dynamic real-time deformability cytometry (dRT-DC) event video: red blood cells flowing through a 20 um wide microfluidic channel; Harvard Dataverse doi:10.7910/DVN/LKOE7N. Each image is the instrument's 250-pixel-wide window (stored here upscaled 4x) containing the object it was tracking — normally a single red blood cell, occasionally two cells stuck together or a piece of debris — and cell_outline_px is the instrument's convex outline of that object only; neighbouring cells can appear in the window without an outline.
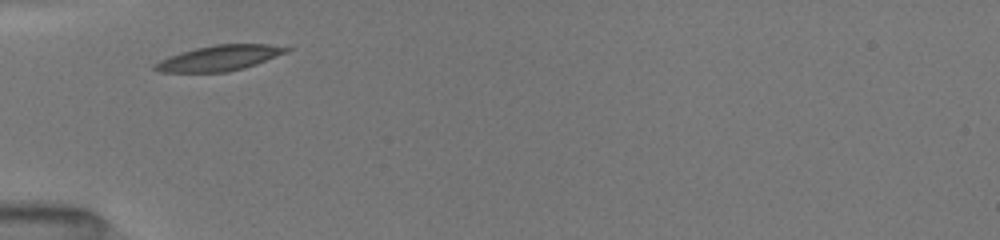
{"species": "common noctule bat (a hibernating species)", "species_latin": "Nyctalus noctula", "temperature_condition": "room temperature", "stored_images_in_passage": 29, "camera_frame_rate_fps": 3000, "um_per_image_px": 0.085, "animal": {"sex": "female", "body_mass_g": 19.5, "forearm_length_mm": 54.1}, "frame": {"image": 1, "passage_image": 1, "time_ms": 0.0, "image_size_px": [1000, 240], "cell_outline_px": [[292, 48], [288, 52], [256, 64], [244, 68], [228, 72], [160, 72], [152, 68], [152, 64], [160, 60], [196, 48], [216, 44], [268, 44]], "centroid_in_image_um": [18.66, 4.94], "position_along_channel_um": 66.3, "area_um2": 19.31}}
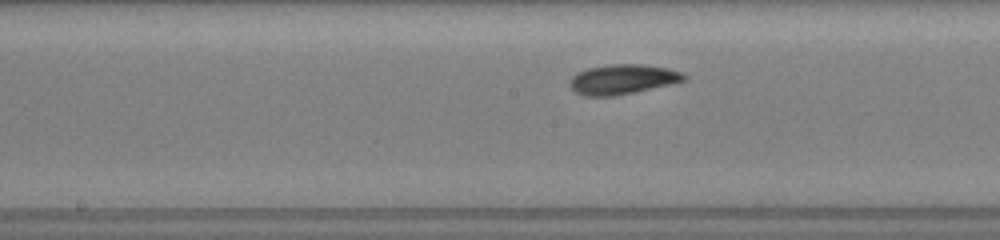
{"frame": {"image": 2, "passage_image": 11, "time_ms": 3.333, "image_size_px": [1000, 240], "cell_outline_px": [[688, 76], [684, 80], [668, 84], [616, 96], [584, 96], [576, 92], [568, 84], [568, 80], [576, 72], [588, 68], [608, 64], [640, 64], [668, 68], [680, 72]], "centroid_in_image_um": [52.85, 6.73], "position_along_channel_um": 195.4, "area_um2": 19.77}}
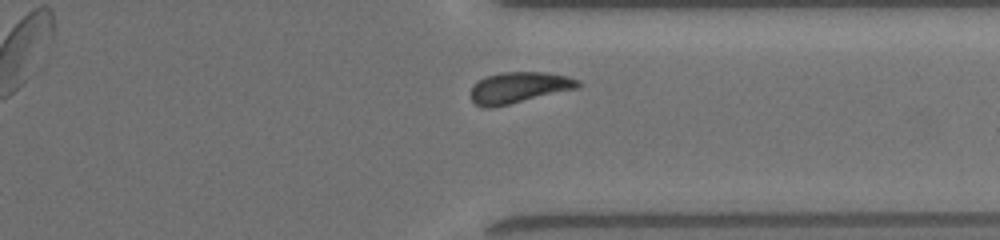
{"frame": {"image": 3, "passage_image": 24, "time_ms": 7.667, "image_size_px": [1000, 240], "cell_outline_px": [[580, 88], [492, 108], [480, 108], [472, 100], [472, 88], [484, 76], [500, 72], [548, 72], [568, 76], [580, 80]], "centroid_in_image_um": [44.15, 7.44], "position_along_channel_um": 367.3, "area_um2": 19.59}, "authors_computed_cell_mechanics": {"area_um2": 19.074, "velocity_mm_per_s": 3.965, "shape_relaxation_time_tau1_ms": 1.684, "shape_relaxation_time_tau2_ms": 8.0937, "deformation_change_tau1": 0.0852, "deformation_change_tau2": 0.1388}}